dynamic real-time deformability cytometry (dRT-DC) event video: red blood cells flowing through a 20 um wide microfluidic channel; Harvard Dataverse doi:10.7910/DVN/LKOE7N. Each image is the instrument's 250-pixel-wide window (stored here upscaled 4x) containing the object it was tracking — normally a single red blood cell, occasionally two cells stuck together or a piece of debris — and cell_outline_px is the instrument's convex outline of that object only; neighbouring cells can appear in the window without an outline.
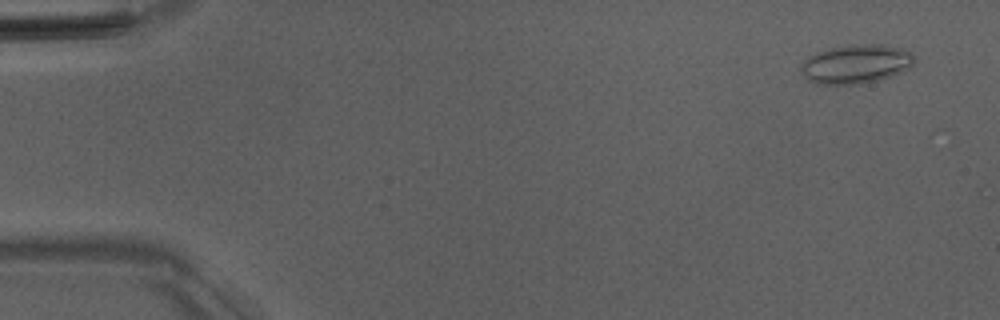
{"species": "Egyptian fruit bat (a non-hibernating species)", "species_latin": "Rousettus aegyptiacus", "temperature_condition": "room temperature", "stored_images_in_passage": 14, "camera_frame_rate_fps": 3000, "um_per_image_px": 0.085, "animal": {"sex": "male"}, "frame": {"image": 1, "passage_image": 3, "time_ms": 0.667, "image_size_px": [1000, 320], "cell_outline_px": [[916, 60], [908, 68], [900, 72], [876, 80], [856, 84], [816, 84], [808, 80], [800, 72], [800, 68], [804, 60], [808, 56], [816, 52], [832, 48], [856, 44], [884, 44], [900, 48], [912, 52]], "centroid_in_image_um": [72.73, 5.43], "position_along_channel_um": 12.3, "area_um2": 25.61}}